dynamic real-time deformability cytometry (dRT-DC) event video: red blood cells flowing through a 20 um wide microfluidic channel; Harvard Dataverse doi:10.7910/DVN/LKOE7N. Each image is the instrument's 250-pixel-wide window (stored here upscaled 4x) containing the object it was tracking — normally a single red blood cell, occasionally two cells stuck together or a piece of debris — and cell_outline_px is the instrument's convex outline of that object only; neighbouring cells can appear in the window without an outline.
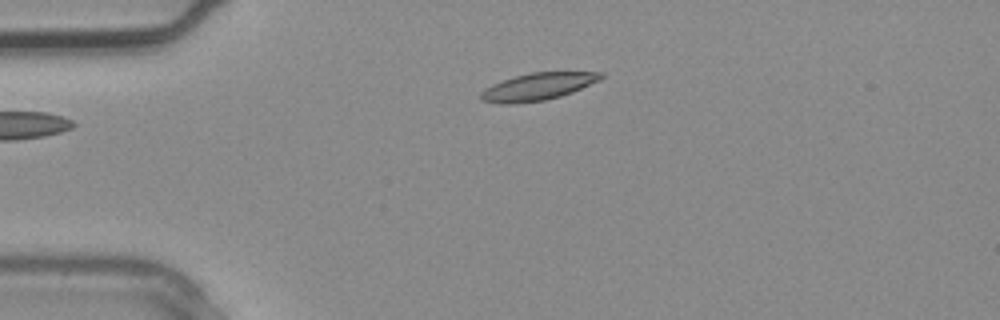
{"species": "common noctule bat (a hibernating species)", "species_latin": "Nyctalus noctula", "temperature_condition": "warm", "stored_images_in_passage": 2, "camera_frame_rate_fps": 3000, "um_per_image_px": 0.085, "animal": {"sex": "male", "body_mass_g": 20.4}, "frame": {"image": 1, "passage_image": 2, "time_ms": 0.333, "image_size_px": [1000, 320], "cell_outline_px": [[604, 76], [600, 80], [572, 92], [560, 96], [544, 100], [516, 104], [496, 104], [480, 100], [480, 92], [484, 88], [492, 84], [516, 76], [532, 72], [604, 72]], "centroid_in_image_um": [45.68, 7.37], "position_along_channel_um": 39.3, "area_um2": 19.13}}